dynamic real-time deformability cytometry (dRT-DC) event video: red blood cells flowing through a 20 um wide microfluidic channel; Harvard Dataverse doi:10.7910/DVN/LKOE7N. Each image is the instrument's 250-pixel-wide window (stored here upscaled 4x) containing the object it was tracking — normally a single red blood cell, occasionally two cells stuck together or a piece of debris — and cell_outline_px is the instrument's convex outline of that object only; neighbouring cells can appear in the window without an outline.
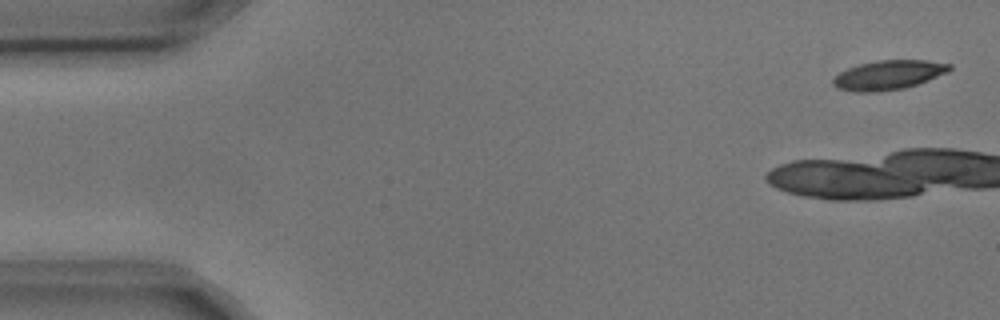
{"species": "common noctule bat (a hibernating species)", "species_latin": "Nyctalus noctula", "temperature_condition": "cold", "stored_images_in_passage": 5, "camera_frame_rate_fps": 3000, "um_per_image_px": 0.085, "animal": {"sex": "male", "body_mass_g": 17.9, "forearm_length_mm": 54.2}, "frame": {"image": 1, "passage_image": 1, "time_ms": 0.0, "image_size_px": [1000, 320], "cell_outline_px": [[952, 68], [948, 72], [928, 80], [904, 88], [876, 92], [856, 92], [836, 88], [832, 84], [832, 80], [840, 72], [848, 68], [860, 64], [876, 60], [924, 60], [952, 64]], "centroid_in_image_um": [75.51, 6.37], "position_along_channel_um": 9.5, "area_um2": 19.88}}